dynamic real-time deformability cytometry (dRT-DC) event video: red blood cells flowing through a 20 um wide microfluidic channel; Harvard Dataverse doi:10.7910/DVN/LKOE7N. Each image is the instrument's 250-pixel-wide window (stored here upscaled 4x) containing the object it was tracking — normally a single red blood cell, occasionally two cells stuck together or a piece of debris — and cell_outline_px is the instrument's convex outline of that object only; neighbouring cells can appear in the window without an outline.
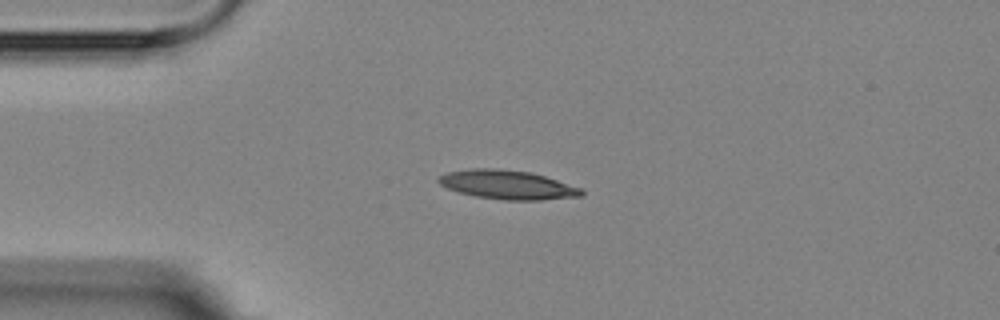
{"species": "Egyptian fruit bat (a non-hibernating species)", "species_latin": "Rousettus aegyptiacus", "temperature_condition": "room temperature", "stored_images_in_passage": 2, "camera_frame_rate_fps": 3000, "um_per_image_px": 0.085, "animal": {"sex": "female"}, "frame": {"image": 1, "passage_image": 1, "time_ms": 0.0, "image_size_px": [1000, 320], "cell_outline_px": [[584, 196], [540, 200], [504, 200], [476, 196], [460, 192], [448, 188], [440, 184], [436, 180], [440, 176], [448, 172], [472, 168], [492, 168], [532, 172], [580, 188], [584, 192]], "centroid_in_image_um": [43.14, 15.7], "position_along_channel_um": 41.9, "area_um2": 23.93}}